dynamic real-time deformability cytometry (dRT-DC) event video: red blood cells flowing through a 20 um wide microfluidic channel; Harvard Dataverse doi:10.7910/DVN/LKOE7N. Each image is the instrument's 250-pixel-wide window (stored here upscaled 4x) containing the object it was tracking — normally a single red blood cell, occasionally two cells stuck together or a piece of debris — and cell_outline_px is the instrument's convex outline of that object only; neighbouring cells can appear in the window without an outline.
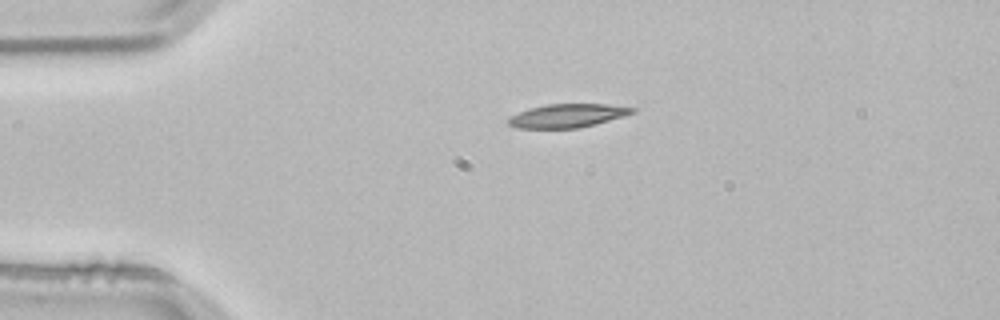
{"species": "common noctule bat (a hibernating species)", "species_latin": "Nyctalus noctula", "temperature_condition": "room temperature", "stored_images_in_passage": 2, "camera_frame_rate_fps": 3000, "um_per_image_px": 0.085, "animal": {"sex": "male", "body_mass_g": 21.5, "forearm_length_mm": 52.0}, "frame": {"image": 1, "passage_image": 1, "time_ms": 0.0, "image_size_px": [1000, 320], "cell_outline_px": [[636, 112], [624, 116], [596, 124], [580, 128], [516, 128], [508, 124], [508, 120], [512, 116], [528, 108], [548, 104], [604, 104], [636, 108]], "centroid_in_image_um": [48.26, 9.83], "position_along_channel_um": 36.7, "area_um2": 16.94}}